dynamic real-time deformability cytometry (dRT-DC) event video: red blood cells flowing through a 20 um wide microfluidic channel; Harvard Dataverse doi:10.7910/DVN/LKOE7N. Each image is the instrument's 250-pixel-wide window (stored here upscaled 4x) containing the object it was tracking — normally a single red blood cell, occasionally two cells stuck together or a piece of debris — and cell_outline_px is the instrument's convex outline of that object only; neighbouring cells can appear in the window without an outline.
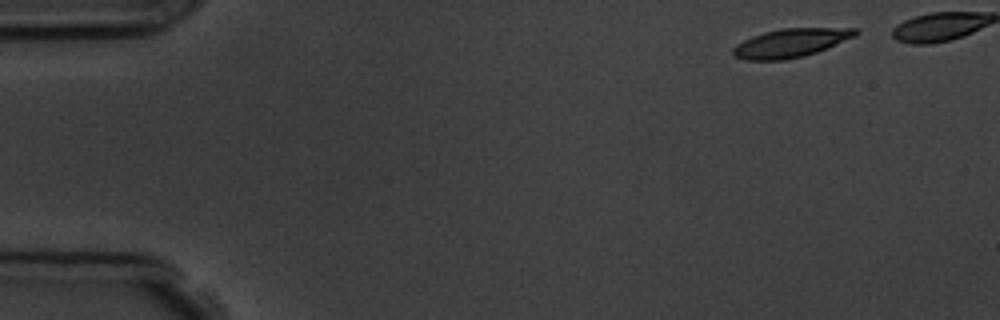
{"species": "common noctule bat (a hibernating species)", "species_latin": "Nyctalus noctula", "temperature_condition": "room temperature", "stored_images_in_passage": 4, "camera_frame_rate_fps": 3000, "um_per_image_px": 0.085, "animal": {"sex": "male", "body_mass_g": 19.5, "forearm_length_mm": 54.6}, "frame": {"image": 1, "passage_image": 1, "time_ms": 0.0, "image_size_px": [1000, 320], "cell_outline_px": [[860, 32], [856, 36], [816, 52], [804, 56], [784, 60], [744, 60], [736, 56], [732, 52], [732, 48], [736, 44], [752, 36], [764, 32], [780, 28], [856, 28]], "centroid_in_image_um": [67.2, 3.64], "position_along_channel_um": 17.8, "area_um2": 20.4}}